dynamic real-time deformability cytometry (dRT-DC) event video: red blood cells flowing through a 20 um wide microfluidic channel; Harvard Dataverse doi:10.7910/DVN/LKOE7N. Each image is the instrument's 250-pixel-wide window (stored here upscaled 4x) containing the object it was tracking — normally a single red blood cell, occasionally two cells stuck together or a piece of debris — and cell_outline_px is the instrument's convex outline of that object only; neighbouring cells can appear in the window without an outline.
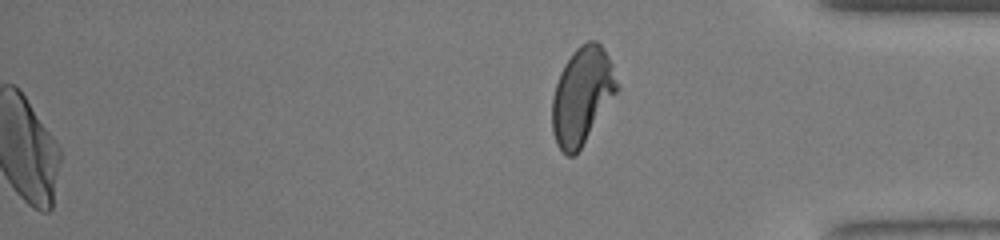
{"species": "human", "species_latin": "Homo sapiens", "temperature_condition": "warm", "stored_images_in_passage": 46, "segment_of_instrument_passage": [2, 2], "camera_frame_rate_fps": 3000, "um_per_image_px": 0.085, "donor": {"sex": "male"}, "frame": {"image": 1, "passage_image": 46, "time_ms": 15.0, "image_size_px": [1000, 240], "cell_outline_px": [[620, 88], [580, 148], [572, 156], [568, 156], [556, 144], [552, 132], [552, 96], [560, 72], [564, 64], [572, 52], [580, 44], [588, 40], [596, 40], [604, 48], [612, 64]], "centroid_in_image_um": [49.47, 8.09], "position_along_channel_um": 385.7, "area_um2": 36.53}}